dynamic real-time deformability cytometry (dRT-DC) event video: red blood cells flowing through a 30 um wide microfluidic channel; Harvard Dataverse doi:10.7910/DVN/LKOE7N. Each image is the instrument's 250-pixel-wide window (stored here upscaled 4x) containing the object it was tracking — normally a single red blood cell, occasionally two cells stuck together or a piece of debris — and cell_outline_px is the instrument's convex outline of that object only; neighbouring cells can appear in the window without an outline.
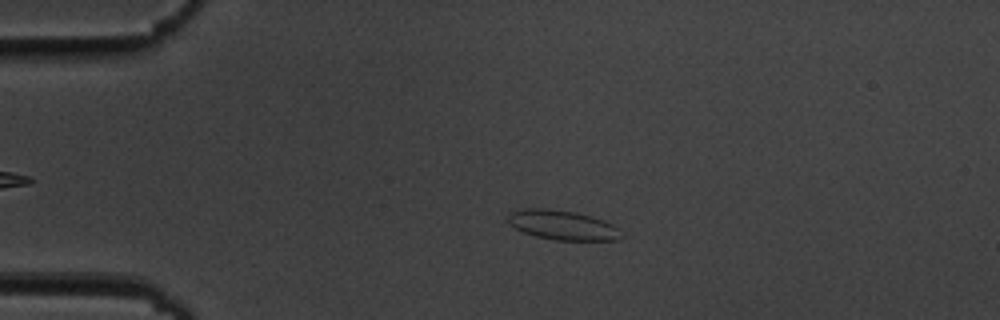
{"species": "common noctule bat (a hibernating species)", "species_latin": "Nyctalus noctula", "temperature_condition": "cold", "stored_images_in_passage": 51, "camera_frame_rate_fps": 3000, "um_per_image_px": 0.085, "animal": {"sex": "male", "body_mass_g": 19.5, "forearm_length_mm": 54.6}, "frame": {"image": 1, "passage_image": 8, "time_ms": 2.333, "image_size_px": [1000, 320], "cell_outline_px": [[624, 236], [620, 240], [556, 240], [536, 236], [524, 232], [516, 228], [508, 220], [508, 216], [512, 212], [524, 208], [544, 208], [576, 212], [604, 220], [612, 224]], "centroid_in_image_um": [47.85, 19.13], "position_along_channel_um": 37.1, "area_um2": 19.31}}
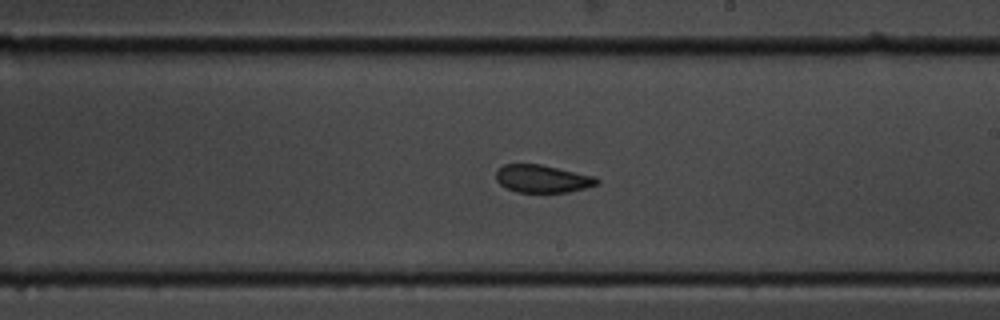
{"frame": {"image": 2, "passage_image": 28, "time_ms": 9.0, "image_size_px": [1000, 320], "cell_outline_px": [[600, 180], [596, 184], [588, 188], [568, 192], [516, 192], [500, 184], [496, 180], [496, 172], [504, 164], [540, 164], [596, 176]], "centroid_in_image_um": [46.13, 15.19], "position_along_channel_um": 242.9, "area_um2": 16.3}}
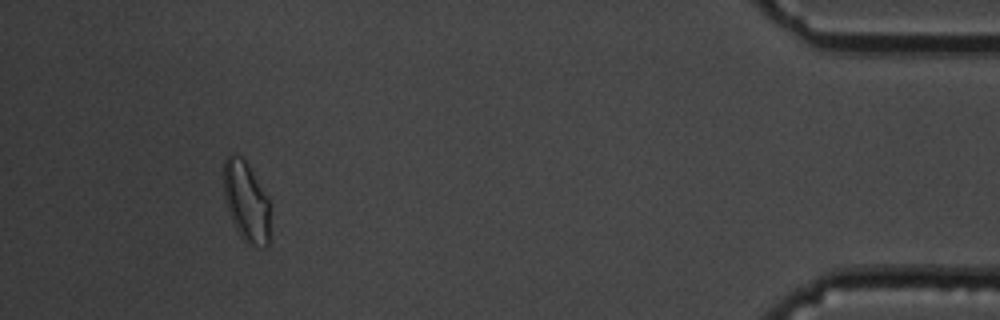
{"frame": {"image": 3, "passage_image": 47, "time_ms": 15.333, "image_size_px": [1000, 320], "cell_outline_px": [[268, 248], [264, 248], [248, 244], [240, 236], [232, 220], [224, 200], [224, 160], [232, 152], [240, 156], [248, 164], [268, 200]], "centroid_in_image_um": [20.9, 17.14], "position_along_channel_um": 414.3, "area_um2": 21.33}, "authors_computed_cell_mechanics": {"area_um2": 17.9758, "velocity_mm_per_s": 3.6442, "shape_relaxation_time_tau1_ms": 4.0765, "shape_relaxation_time_tau2_ms": 2.919, "deformation_change_tau1": 0.1086, "deformation_change_tau2": 0.0735}}